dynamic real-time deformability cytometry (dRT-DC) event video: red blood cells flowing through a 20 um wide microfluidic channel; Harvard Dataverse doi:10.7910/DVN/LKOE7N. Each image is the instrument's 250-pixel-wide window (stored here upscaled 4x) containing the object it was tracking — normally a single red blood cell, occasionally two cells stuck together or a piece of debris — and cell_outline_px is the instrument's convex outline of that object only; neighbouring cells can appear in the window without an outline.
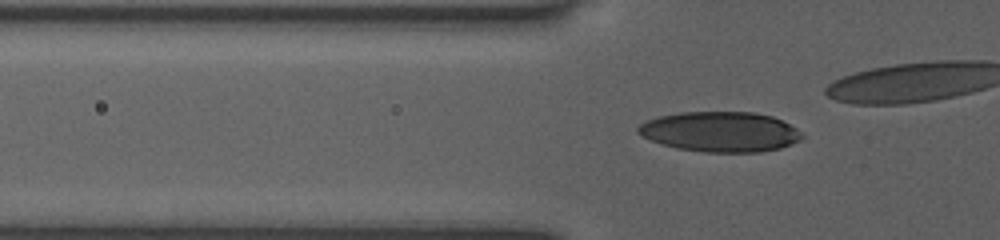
{"species": "human", "species_latin": "Homo sapiens", "temperature_condition": "room temperature", "stored_images_in_passage": 43, "camera_frame_rate_fps": 3000, "um_per_image_px": 0.085, "donor": {"sex": "female"}, "frame": {"image": 1, "passage_image": 18, "time_ms": 5.667, "image_size_px": [1000, 240], "cell_outline_px": [[804, 136], [800, 140], [792, 144], [780, 148], [760, 152], [704, 152], [680, 148], [664, 144], [640, 136], [636, 132], [636, 128], [640, 124], [648, 120], [660, 116], [680, 112], [756, 112], [772, 116], [796, 128]], "centroid_in_image_um": [61.23, 11.19], "position_along_channel_um": 64.6, "area_um2": 38.21}}
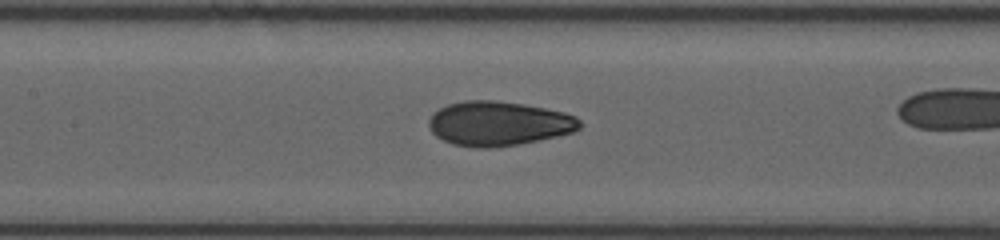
{"frame": {"image": 2, "passage_image": 26, "time_ms": 8.333, "image_size_px": [1000, 240], "cell_outline_px": [[580, 128], [572, 132], [540, 140], [492, 148], [480, 148], [452, 144], [436, 136], [432, 132], [428, 124], [428, 120], [432, 112], [448, 104], [464, 100], [496, 100], [524, 104], [564, 112], [576, 116], [580, 120]], "centroid_in_image_um": [42.35, 10.49], "position_along_channel_um": 165.0, "area_um2": 39.13}}
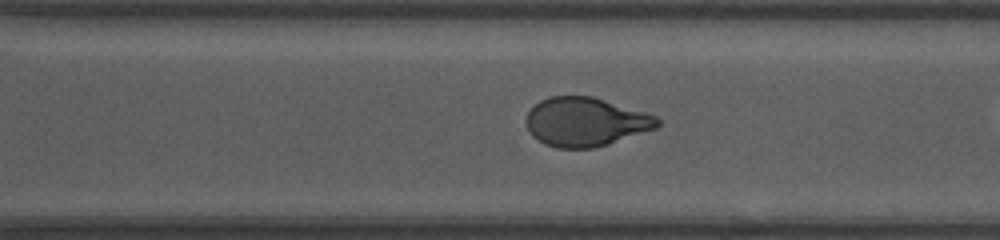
{"frame": {"image": 3, "passage_image": 38, "time_ms": 12.333, "image_size_px": [1000, 240], "cell_outline_px": [[660, 124], [656, 128], [608, 144], [592, 148], [556, 148], [544, 144], [532, 136], [524, 120], [528, 112], [540, 100], [548, 96], [592, 96], [644, 112], [656, 116], [660, 120]], "centroid_in_image_um": [49.74, 10.36], "position_along_channel_um": 320.9, "area_um2": 37.28}}